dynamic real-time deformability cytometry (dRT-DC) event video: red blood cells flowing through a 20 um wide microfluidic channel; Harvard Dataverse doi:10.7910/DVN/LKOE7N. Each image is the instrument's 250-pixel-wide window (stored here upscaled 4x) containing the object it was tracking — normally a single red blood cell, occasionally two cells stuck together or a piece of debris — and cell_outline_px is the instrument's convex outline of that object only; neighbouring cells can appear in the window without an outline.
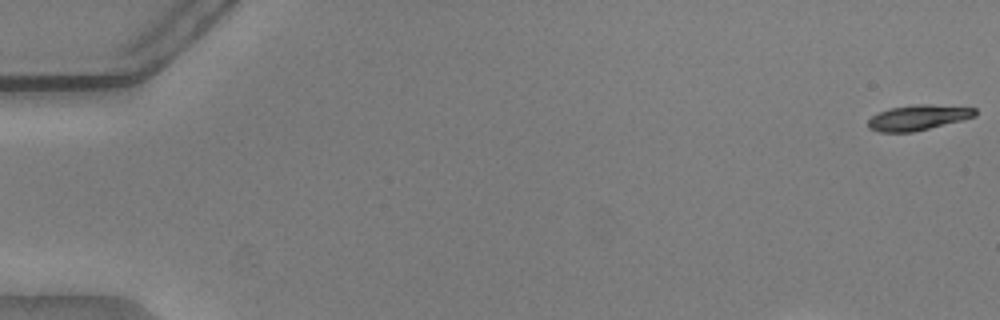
{"species": "common noctule bat (a hibernating species)", "species_latin": "Nyctalus noctula", "temperature_condition": "warm", "stored_images_in_passage": 22, "camera_frame_rate_fps": 3000, "um_per_image_px": 0.085, "animal": {"sex": "male", "body_mass_g": 20.5, "forearm_length_mm": 52.5}, "frame": {"image": 1, "passage_image": 1, "time_ms": 0.0, "image_size_px": [1000, 320], "cell_outline_px": [[976, 116], [912, 132], [880, 132], [868, 128], [868, 120], [872, 116], [880, 112], [892, 108], [916, 104], [928, 104], [976, 108]], "centroid_in_image_um": [78.02, 9.99], "position_along_channel_um": 7.0, "area_um2": 15.43}}
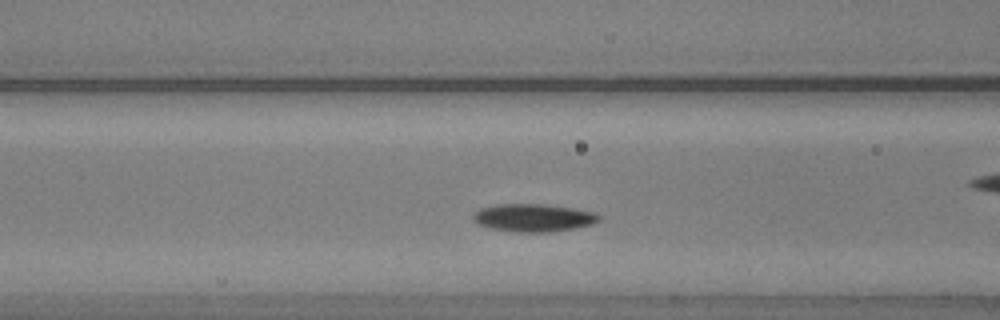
{"frame": {"image": 2, "passage_image": 20, "time_ms": 6.333, "image_size_px": [1000, 320], "cell_outline_px": [[600, 220], [592, 224], [572, 228], [548, 232], [516, 232], [492, 228], [480, 224], [472, 220], [472, 216], [480, 208], [496, 204], [544, 204], [572, 208], [596, 212], [600, 216]], "centroid_in_image_um": [45.34, 18.5], "position_along_channel_um": 121.3, "area_um2": 20.23}}